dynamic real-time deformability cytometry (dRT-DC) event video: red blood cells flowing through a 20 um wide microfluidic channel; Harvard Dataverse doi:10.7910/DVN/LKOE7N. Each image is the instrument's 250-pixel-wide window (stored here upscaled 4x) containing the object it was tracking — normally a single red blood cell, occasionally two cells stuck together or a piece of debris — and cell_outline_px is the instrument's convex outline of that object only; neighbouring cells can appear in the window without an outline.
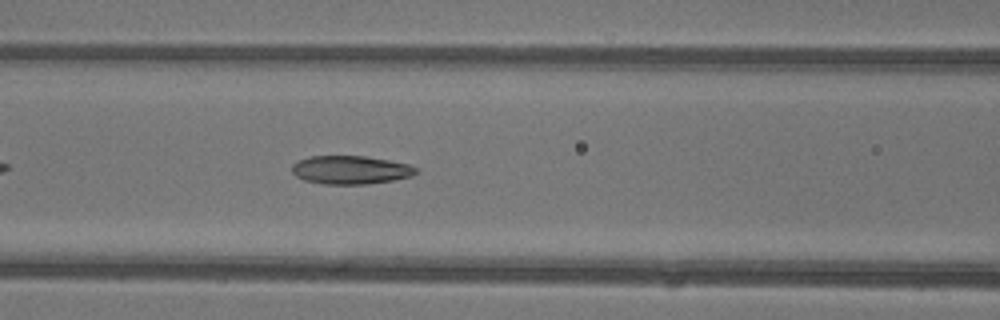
{"species": "common noctule bat (a hibernating species)", "species_latin": "Nyctalus noctula", "temperature_condition": "warm", "stored_images_in_passage": 33, "camera_frame_rate_fps": 3000, "um_per_image_px": 0.085, "animal": {"sex": "female"}, "frame": {"image": 1, "passage_image": 8, "time_ms": 2.333, "image_size_px": [1000, 320], "cell_outline_px": [[420, 172], [412, 176], [392, 180], [368, 184], [324, 184], [304, 180], [296, 176], [292, 172], [292, 164], [308, 156], [364, 156], [388, 160], [408, 164], [416, 168]], "centroid_in_image_um": [29.8, 14.44], "position_along_channel_um": 136.8, "area_um2": 20.52}}
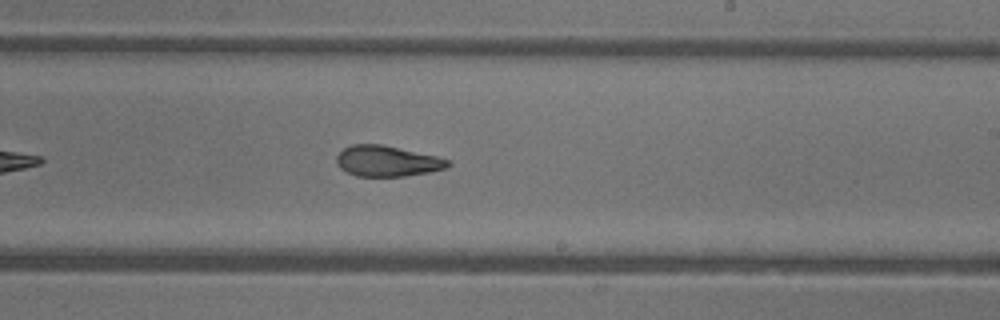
{"frame": {"image": 2, "passage_image": 16, "time_ms": 5.0, "image_size_px": [1000, 320], "cell_outline_px": [[452, 164], [448, 168], [428, 172], [404, 176], [356, 176], [340, 168], [336, 164], [336, 156], [344, 148], [352, 144], [380, 144], [436, 156], [448, 160]], "centroid_in_image_um": [32.89, 13.69], "position_along_channel_um": 256.1, "area_um2": 19.83}}
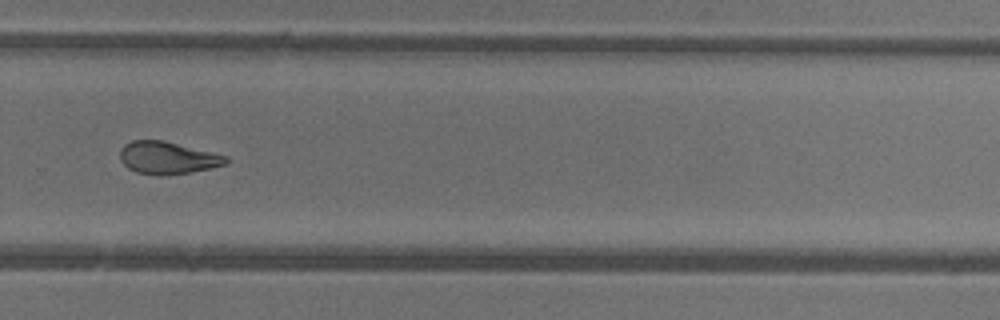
{"frame": {"image": 3, "passage_image": 20, "time_ms": 6.333, "image_size_px": [1000, 320], "cell_outline_px": [[228, 164], [212, 168], [192, 172], [160, 176], [136, 172], [128, 168], [120, 160], [120, 148], [124, 144], [132, 140], [160, 140], [228, 156]], "centroid_in_image_um": [14.23, 13.43], "position_along_channel_um": 315.6, "area_um2": 20.0}, "authors_computed_cell_mechanics": {"area_um2": 20.9236, "velocity_mm_per_s": 4.4764, "shape_relaxation_time_tau1_ms": 7.7221, "shape_relaxation_time_tau2_ms": 2.5328, "deformation_change_tau1": 0.2301, "deformation_change_tau2": 0.1096}}